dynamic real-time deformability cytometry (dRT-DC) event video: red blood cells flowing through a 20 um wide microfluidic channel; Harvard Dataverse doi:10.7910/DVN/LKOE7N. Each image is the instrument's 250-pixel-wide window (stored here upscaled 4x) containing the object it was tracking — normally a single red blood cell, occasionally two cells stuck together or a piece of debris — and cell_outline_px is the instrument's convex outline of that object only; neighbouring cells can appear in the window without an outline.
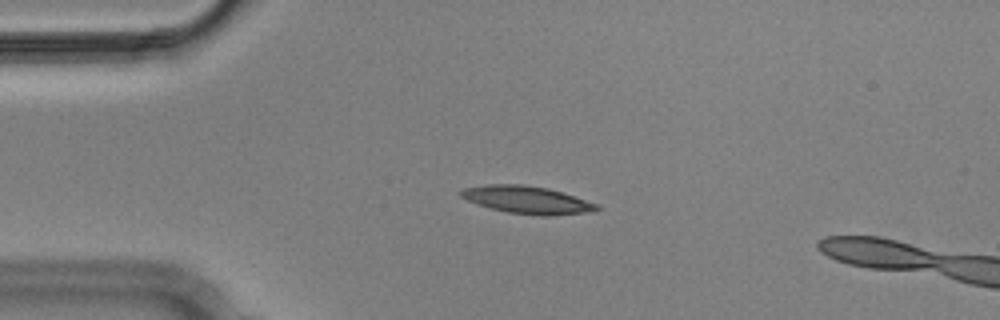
{"species": "Egyptian fruit bat (a non-hibernating species)", "species_latin": "Rousettus aegyptiacus", "temperature_condition": "cold", "stored_images_in_passage": 6, "camera_frame_rate_fps": 3000, "um_per_image_px": 0.085, "animal": {"sex": "male"}, "frame": {"image": 1, "passage_image": 3, "time_ms": 0.667, "image_size_px": [1000, 320], "cell_outline_px": [[600, 208], [584, 212], [548, 216], [540, 216], [508, 212], [492, 208], [468, 200], [460, 196], [460, 192], [464, 188], [484, 184], [520, 184], [548, 188], [600, 204]], "centroid_in_image_um": [44.8, 16.97], "position_along_channel_um": 40.2, "area_um2": 21.5}}
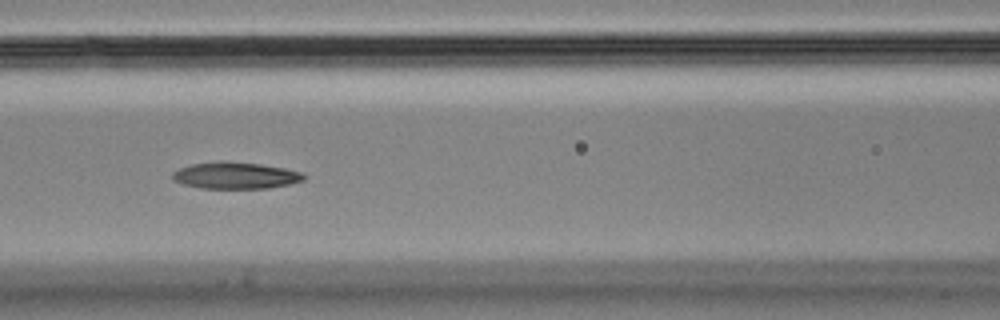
{"frame": {"image": 2, "passage_image": 6, "time_ms": 1.667, "image_size_px": [1000, 320], "cell_outline_px": [[308, 176], [304, 180], [288, 184], [268, 188], [200, 188], [184, 184], [172, 180], [172, 172], [180, 168], [192, 164], [220, 160], [224, 160], [260, 164], [284, 168], [304, 172]], "centroid_in_image_um": [20.03, 14.9], "position_along_channel_um": 146.6, "area_um2": 20.58}}